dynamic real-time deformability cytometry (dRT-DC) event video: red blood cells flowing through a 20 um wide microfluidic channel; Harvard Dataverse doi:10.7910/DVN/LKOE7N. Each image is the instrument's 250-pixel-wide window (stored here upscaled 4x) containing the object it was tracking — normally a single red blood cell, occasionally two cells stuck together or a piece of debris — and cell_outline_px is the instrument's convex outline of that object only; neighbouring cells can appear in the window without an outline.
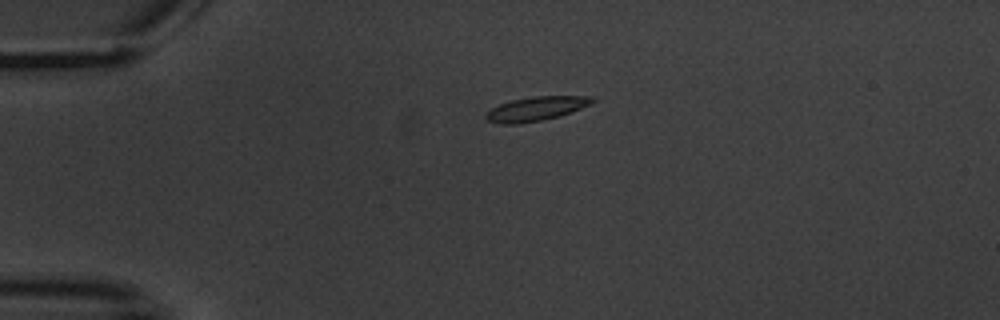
{"species": "common noctule bat (a hibernating species)", "species_latin": "Nyctalus noctula", "temperature_condition": "warm", "stored_images_in_passage": 2, "camera_frame_rate_fps": 3000, "um_per_image_px": 0.085, "animal": {"sex": "male", "body_mass_g": 20.1, "forearm_length_mm": 53.5}, "frame": {"image": 1, "passage_image": 1, "time_ms": 0.0, "image_size_px": [1000, 320], "cell_outline_px": [[596, 100], [592, 104], [560, 116], [520, 124], [500, 124], [488, 120], [484, 116], [484, 112], [500, 104], [512, 100], [532, 96], [592, 96]], "centroid_in_image_um": [45.56, 9.24], "position_along_channel_um": 39.4, "area_um2": 15.03}}